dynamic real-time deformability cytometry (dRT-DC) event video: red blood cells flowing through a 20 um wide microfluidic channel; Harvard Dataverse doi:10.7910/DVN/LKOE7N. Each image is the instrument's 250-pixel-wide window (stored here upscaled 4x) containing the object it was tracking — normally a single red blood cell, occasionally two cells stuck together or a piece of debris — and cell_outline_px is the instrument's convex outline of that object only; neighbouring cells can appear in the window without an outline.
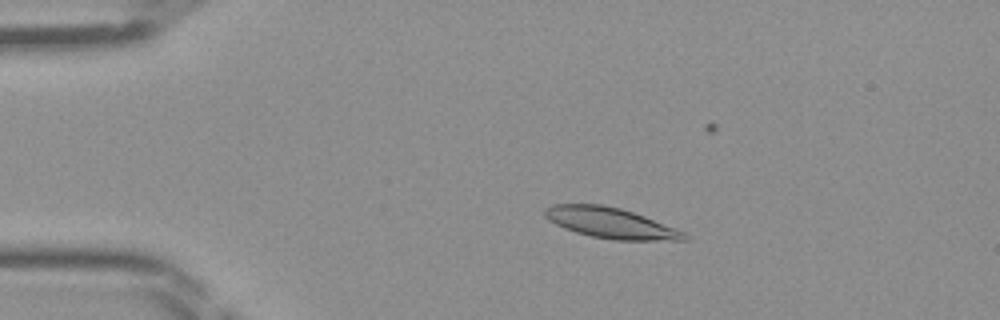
{"species": "Egyptian fruit bat (a non-hibernating species)", "species_latin": "Rousettus aegyptiacus", "temperature_condition": "room temperature", "stored_images_in_passage": 47, "camera_frame_rate_fps": 3000, "um_per_image_px": 0.085, "frame": {"image": 1, "passage_image": 9, "time_ms": 2.667, "image_size_px": [1000, 320], "cell_outline_px": [[688, 240], [612, 240], [592, 236], [576, 232], [564, 228], [548, 220], [544, 216], [544, 208], [552, 204], [604, 204], [620, 208], [644, 216], [676, 228], [684, 232], [688, 236]], "centroid_in_image_um": [51.88, 18.94], "position_along_channel_um": 33.1, "area_um2": 24.85}}
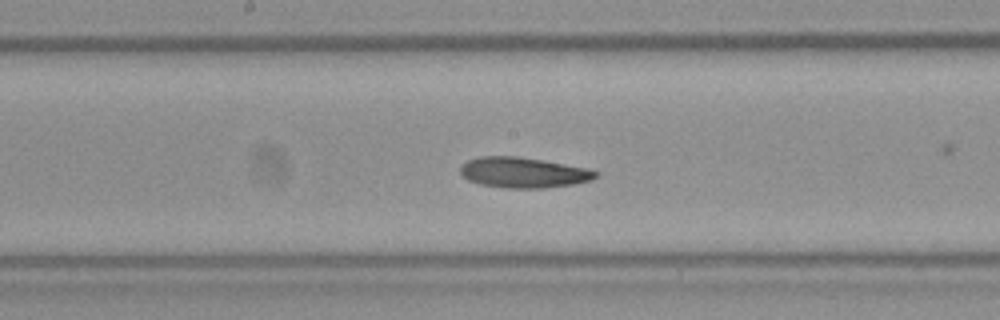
{"frame": {"image": 2, "passage_image": 24, "time_ms": 7.667, "image_size_px": [1000, 320], "cell_outline_px": [[600, 172], [592, 180], [572, 184], [544, 188], [504, 188], [480, 184], [468, 180], [460, 172], [460, 168], [468, 160], [480, 156], [516, 156], [588, 168]], "centroid_in_image_um": [44.49, 14.67], "position_along_channel_um": 203.7, "area_um2": 23.87}}
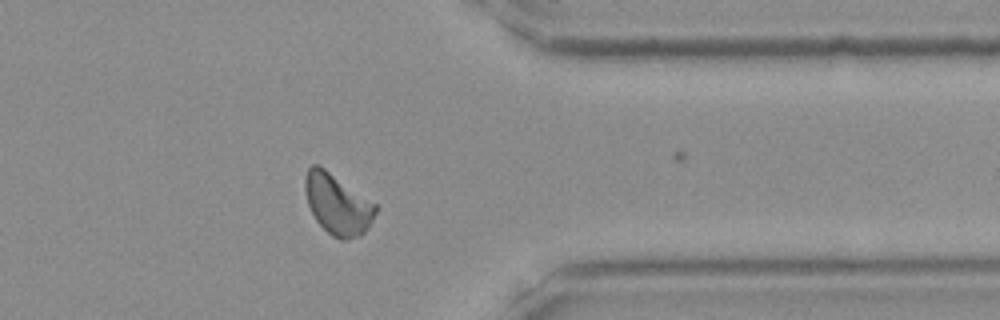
{"frame": {"image": 3, "passage_image": 37, "time_ms": 12.0, "image_size_px": [1000, 320], "cell_outline_px": [[376, 212], [368, 228], [360, 236], [348, 240], [340, 240], [332, 236], [316, 220], [308, 204], [304, 188], [304, 176], [308, 168], [312, 164], [320, 164], [376, 204]], "centroid_in_image_um": [28.67, 17.34], "position_along_channel_um": 382.7, "area_um2": 24.97}}